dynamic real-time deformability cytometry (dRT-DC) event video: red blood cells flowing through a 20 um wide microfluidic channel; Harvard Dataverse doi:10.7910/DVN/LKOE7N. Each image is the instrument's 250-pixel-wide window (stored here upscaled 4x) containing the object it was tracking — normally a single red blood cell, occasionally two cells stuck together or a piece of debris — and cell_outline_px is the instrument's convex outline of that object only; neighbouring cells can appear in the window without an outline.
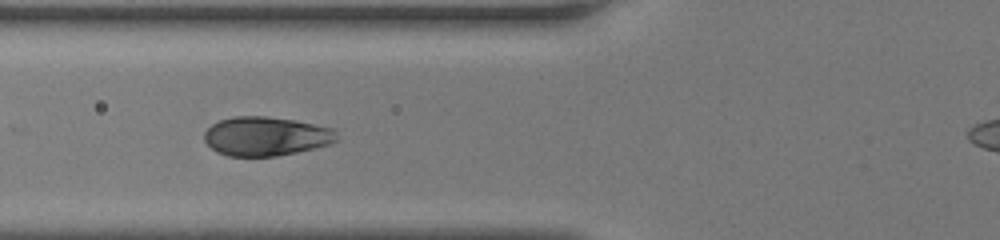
{"species": "human", "species_latin": "Homo sapiens", "temperature_condition": "room temperature", "stored_images_in_passage": 40, "camera_frame_rate_fps": 3000, "um_per_image_px": 0.085, "donor": {"sex": "female"}, "frame": {"image": 1, "passage_image": 16, "time_ms": 5.0, "image_size_px": [1000, 240], "cell_outline_px": [[340, 140], [332, 144], [296, 152], [276, 156], [228, 156], [216, 152], [204, 140], [204, 132], [212, 124], [220, 120], [236, 116], [264, 116], [292, 120], [336, 128]], "centroid_in_image_um": [22.65, 11.58], "position_along_channel_um": 103.1, "area_um2": 30.35}}
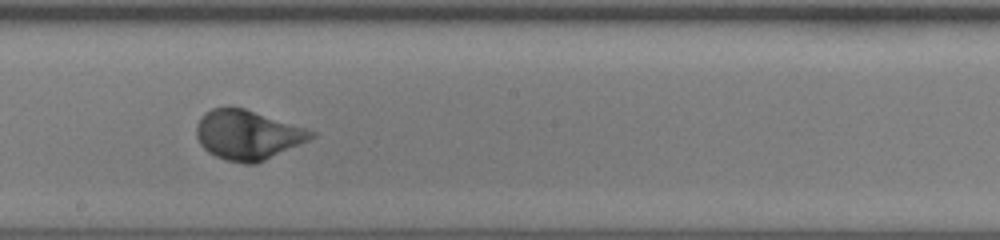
{"frame": {"image": 2, "passage_image": 24, "time_ms": 7.667, "image_size_px": [1000, 240], "cell_outline_px": [[316, 136], [308, 140], [256, 164], [244, 164], [224, 160], [208, 152], [200, 144], [196, 136], [196, 124], [200, 116], [204, 112], [212, 108], [244, 108], [316, 132]], "centroid_in_image_um": [20.99, 11.48], "position_along_channel_um": 227.2, "area_um2": 32.83}}
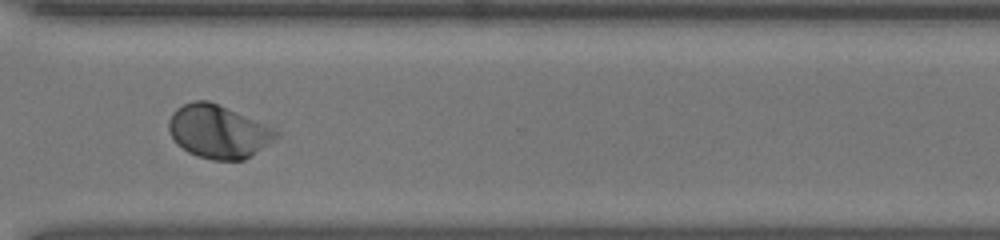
{"frame": {"image": 3, "passage_image": 32, "time_ms": 10.333, "image_size_px": [1000, 240], "cell_outline_px": [[280, 132], [268, 144], [252, 156], [244, 160], [212, 160], [196, 156], [188, 152], [176, 144], [168, 128], [168, 120], [172, 112], [176, 108], [192, 100], [208, 100], [264, 124]], "centroid_in_image_um": [18.5, 11.19], "position_along_channel_um": 352.1, "area_um2": 33.06}}